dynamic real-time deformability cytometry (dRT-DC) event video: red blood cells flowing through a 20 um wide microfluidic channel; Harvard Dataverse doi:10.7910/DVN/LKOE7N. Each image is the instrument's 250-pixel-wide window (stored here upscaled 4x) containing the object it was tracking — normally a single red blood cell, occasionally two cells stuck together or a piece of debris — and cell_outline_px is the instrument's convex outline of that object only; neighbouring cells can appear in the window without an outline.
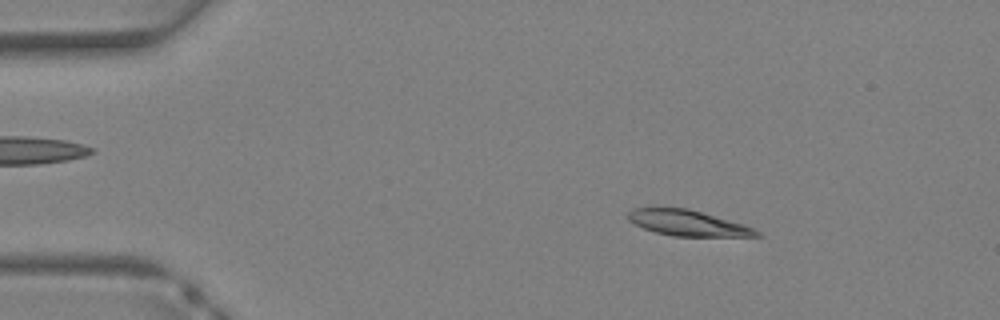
{"species": "Egyptian fruit bat (a non-hibernating species)", "species_latin": "Rousettus aegyptiacus", "temperature_condition": "warm", "stored_images_in_passage": 34, "camera_frame_rate_fps": 3000, "um_per_image_px": 0.085, "animal": {"sex": "female"}, "frame": {"image": 1, "passage_image": 3, "time_ms": 0.667, "image_size_px": [1000, 320], "cell_outline_px": [[764, 236], [672, 236], [656, 232], [644, 228], [628, 220], [628, 212], [632, 208], [688, 208], [740, 224], [752, 228], [760, 232]], "centroid_in_image_um": [58.42, 18.96], "position_along_channel_um": 26.6, "area_um2": 18.73}}
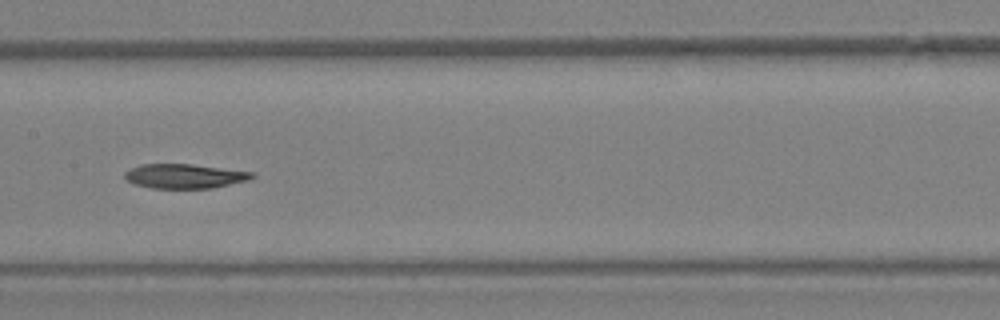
{"frame": {"image": 2, "passage_image": 16, "time_ms": 5.0, "image_size_px": [1000, 320], "cell_outline_px": [[256, 176], [248, 180], [212, 188], [152, 188], [136, 184], [128, 180], [124, 176], [124, 172], [140, 164], [192, 164], [256, 172]], "centroid_in_image_um": [15.73, 14.96], "position_along_channel_um": 191.7, "area_um2": 18.09}}
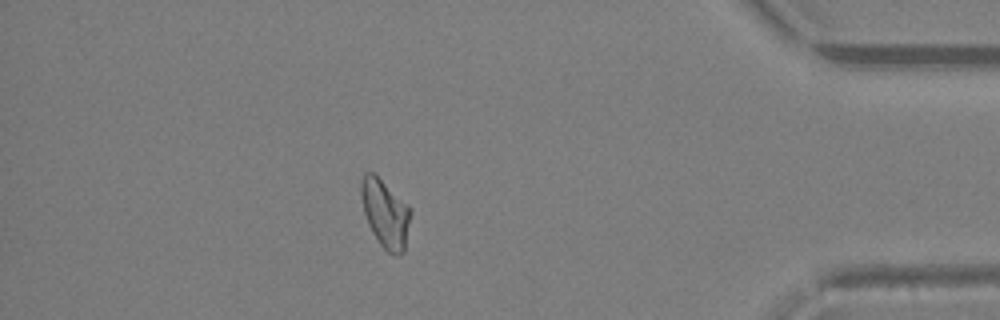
{"frame": {"image": 3, "passage_image": 30, "time_ms": 9.667, "image_size_px": [1000, 320], "cell_outline_px": [[412, 212], [404, 252], [388, 252], [380, 244], [372, 232], [368, 224], [364, 212], [360, 196], [360, 180], [364, 172], [372, 172], [408, 204], [412, 208]], "centroid_in_image_um": [32.74, 18.1], "position_along_channel_um": 402.5, "area_um2": 19.54}}